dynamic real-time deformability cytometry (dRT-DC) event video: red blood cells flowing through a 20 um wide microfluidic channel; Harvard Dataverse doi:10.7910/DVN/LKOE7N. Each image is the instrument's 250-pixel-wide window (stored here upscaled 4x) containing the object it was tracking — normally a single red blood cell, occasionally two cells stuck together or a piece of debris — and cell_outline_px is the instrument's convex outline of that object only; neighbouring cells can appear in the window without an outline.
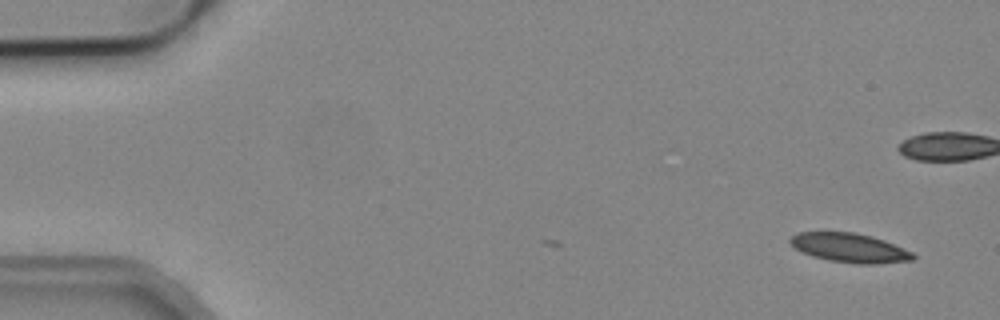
{"species": "common noctule bat (a hibernating species)", "species_latin": "Nyctalus noctula", "temperature_condition": "cold", "stored_images_in_passage": 2, "camera_frame_rate_fps": 3000, "um_per_image_px": 0.085, "animal": {"sex": "male", "body_mass_g": 19.2, "forearm_length_mm": 51.8}, "frame": {"image": 1, "passage_image": 2, "time_ms": 0.333, "image_size_px": [1000, 320], "cell_outline_px": [[916, 256], [912, 260], [876, 264], [856, 264], [828, 260], [812, 256], [800, 252], [788, 240], [796, 232], [856, 232], [872, 236], [884, 240], [912, 252]], "centroid_in_image_um": [72.2, 21.06], "position_along_channel_um": 12.8, "area_um2": 20.92}}